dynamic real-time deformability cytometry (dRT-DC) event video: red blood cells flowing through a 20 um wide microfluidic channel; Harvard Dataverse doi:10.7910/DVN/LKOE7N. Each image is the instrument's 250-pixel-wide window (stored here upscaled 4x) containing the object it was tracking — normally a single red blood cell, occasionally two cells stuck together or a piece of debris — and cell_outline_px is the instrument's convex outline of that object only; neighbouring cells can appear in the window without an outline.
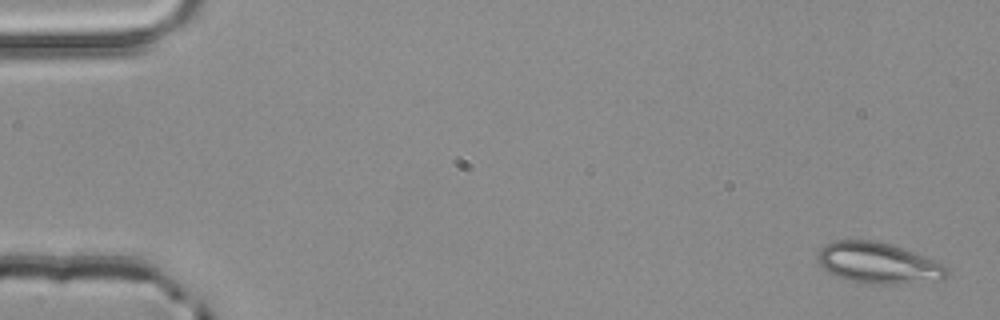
{"species": "common noctule bat (a hibernating species)", "species_latin": "Nyctalus noctula", "temperature_condition": "room temperature", "stored_images_in_passage": 4, "segment_of_instrument_passage": [1, 2], "camera_frame_rate_fps": 3000, "um_per_image_px": 0.085, "animal": {"sex": "male", "body_mass_g": 20.4}, "frame": {"image": 1, "passage_image": 1, "time_ms": 0.0, "image_size_px": [1000, 320], "cell_outline_px": [[948, 276], [944, 280], [892, 284], [864, 284], [848, 280], [824, 268], [820, 264], [816, 256], [820, 248], [824, 244], [836, 240], [876, 240], [892, 244], [916, 252], [936, 260], [948, 268]], "centroid_in_image_um": [74.7, 22.35], "position_along_channel_um": 10.3, "area_um2": 31.15}}